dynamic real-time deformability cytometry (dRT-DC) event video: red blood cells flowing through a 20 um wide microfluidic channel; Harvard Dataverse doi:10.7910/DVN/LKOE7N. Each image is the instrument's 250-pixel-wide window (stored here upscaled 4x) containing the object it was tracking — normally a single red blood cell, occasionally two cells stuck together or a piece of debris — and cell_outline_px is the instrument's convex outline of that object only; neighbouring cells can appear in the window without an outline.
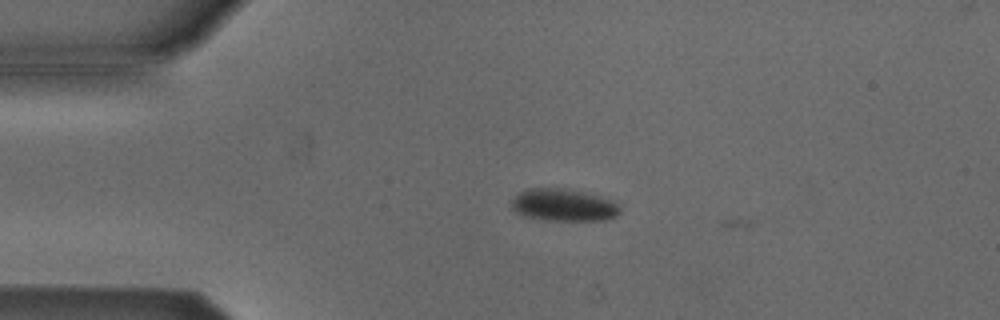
{"species": "Egyptian fruit bat (a non-hibernating species)", "species_latin": "Rousettus aegyptiacus", "temperature_condition": "cold", "stored_images_in_passage": 3, "camera_frame_rate_fps": 3000, "um_per_image_px": 0.085, "animal": {"sex": "male"}, "frame": {"image": 1, "passage_image": 2, "time_ms": 1.333, "image_size_px": [1000, 320], "cell_outline_px": [[620, 212], [616, 216], [604, 220], [544, 220], [524, 216], [516, 212], [512, 208], [512, 200], [520, 192], [528, 188], [564, 188], [612, 200], [620, 204]], "centroid_in_image_um": [47.9, 17.44], "position_along_channel_um": 37.1, "area_um2": 20.23}}